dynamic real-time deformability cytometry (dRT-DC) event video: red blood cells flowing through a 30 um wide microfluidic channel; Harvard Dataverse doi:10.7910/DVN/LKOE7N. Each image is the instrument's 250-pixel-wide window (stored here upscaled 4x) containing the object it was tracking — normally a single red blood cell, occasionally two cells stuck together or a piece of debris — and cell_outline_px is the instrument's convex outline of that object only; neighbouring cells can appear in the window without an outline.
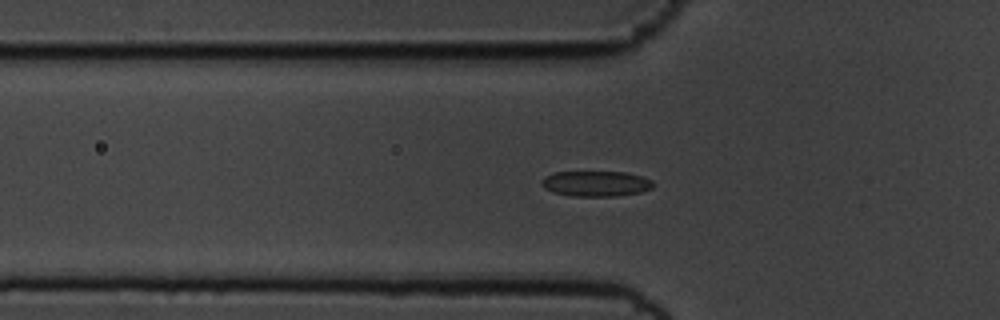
{"species": "common noctule bat (a hibernating species)", "species_latin": "Nyctalus noctula", "temperature_condition": "cold", "stored_images_in_passage": 46, "camera_frame_rate_fps": 3000, "um_per_image_px": 0.085, "animal": {"sex": "male", "body_mass_g": 19.5, "forearm_length_mm": 54.6}, "frame": {"image": 1, "passage_image": 7, "time_ms": 2.0, "image_size_px": [1000, 320], "cell_outline_px": [[652, 188], [640, 192], [616, 196], [572, 196], [552, 192], [544, 188], [540, 184], [540, 180], [544, 176], [552, 172], [624, 172], [640, 176], [652, 180]], "centroid_in_image_um": [50.58, 15.61], "position_along_channel_um": 75.2, "area_um2": 16.59}}
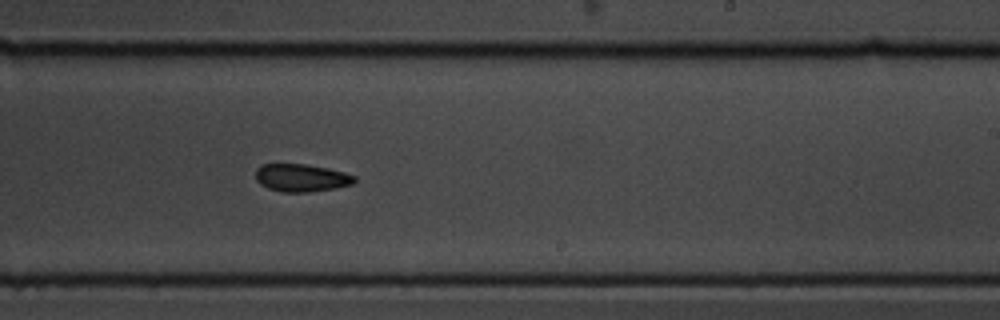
{"frame": {"image": 2, "passage_image": 23, "time_ms": 7.333, "image_size_px": [1000, 320], "cell_outline_px": [[356, 180], [352, 184], [336, 188], [308, 192], [280, 192], [268, 188], [260, 184], [256, 180], [256, 168], [260, 164], [304, 164], [328, 168], [344, 172], [356, 176]], "centroid_in_image_um": [25.6, 15.11], "position_along_channel_um": 263.4, "area_um2": 16.07}}
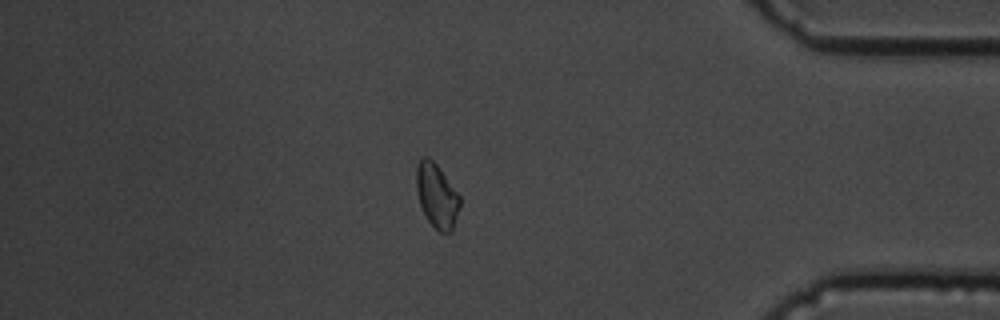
{"frame": {"image": 3, "passage_image": 37, "time_ms": 12.0, "image_size_px": [1000, 320], "cell_outline_px": [[460, 204], [452, 232], [440, 232], [428, 220], [420, 204], [416, 188], [416, 168], [420, 160], [424, 156], [428, 156], [436, 164], [460, 196]], "centroid_in_image_um": [37.12, 16.63], "position_along_channel_um": 398.1, "area_um2": 15.95}}